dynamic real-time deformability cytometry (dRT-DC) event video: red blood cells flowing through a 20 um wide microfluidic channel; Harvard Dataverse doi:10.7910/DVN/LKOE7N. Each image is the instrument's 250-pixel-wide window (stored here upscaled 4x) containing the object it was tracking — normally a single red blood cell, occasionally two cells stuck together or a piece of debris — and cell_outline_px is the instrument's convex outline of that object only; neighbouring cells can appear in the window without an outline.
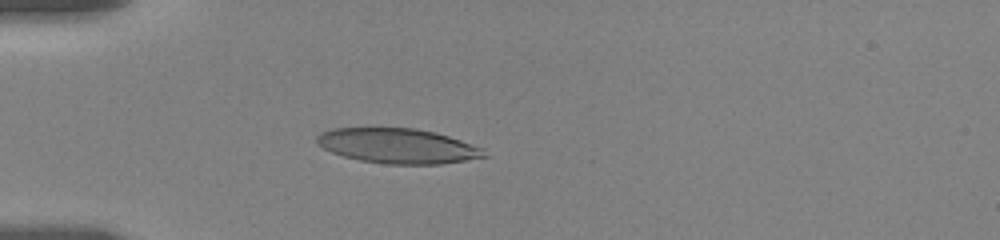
{"species": "human", "species_latin": "Homo sapiens", "temperature_condition": "room temperature", "stored_images_in_passage": 15, "camera_frame_rate_fps": 3000, "um_per_image_px": 0.085, "donor": {"sex": "female"}, "frame": {"image": 1, "passage_image": 8, "time_ms": 5.333, "image_size_px": [1000, 240], "cell_outline_px": [[488, 156], [440, 164], [388, 164], [360, 160], [344, 156], [332, 152], [316, 144], [316, 136], [320, 132], [332, 128], [416, 128], [436, 132], [484, 148]], "centroid_in_image_um": [33.8, 12.39], "position_along_channel_um": 51.2, "area_um2": 34.04}}
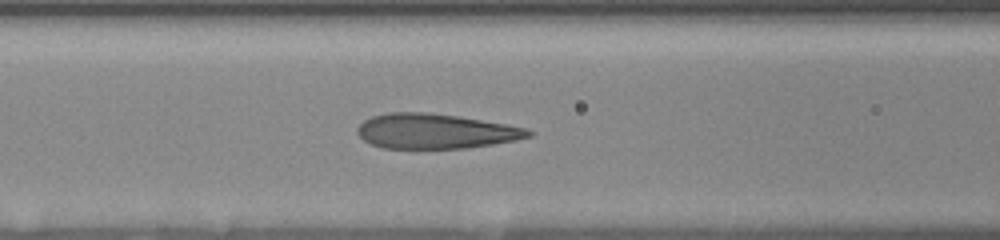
{"frame": {"image": 2, "passage_image": 12, "time_ms": 8.0, "image_size_px": [1000, 240], "cell_outline_px": [[532, 136], [516, 140], [492, 144], [464, 148], [380, 148], [364, 140], [356, 132], [356, 128], [364, 120], [372, 116], [388, 112], [428, 112], [456, 116], [504, 124], [524, 128], [532, 132]], "centroid_in_image_um": [36.95, 11.15], "position_along_channel_um": 129.7, "area_um2": 34.51}}
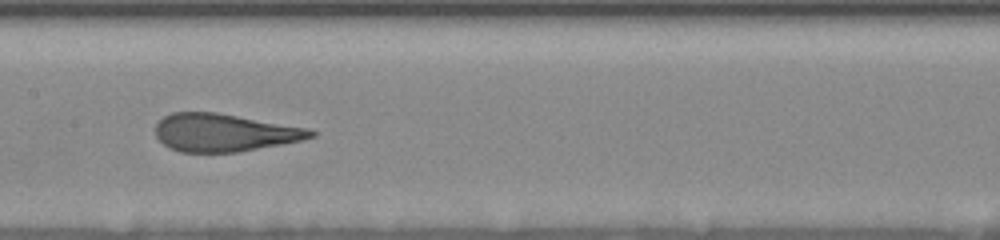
{"frame": {"image": 3, "passage_image": 14, "time_ms": 9.667, "image_size_px": [1000, 240], "cell_outline_px": [[316, 136], [304, 140], [240, 152], [180, 152], [168, 148], [156, 136], [156, 124], [164, 116], [172, 112], [216, 112], [308, 128], [316, 132]], "centroid_in_image_um": [19.07, 11.28], "position_along_channel_um": 188.3, "area_um2": 34.28}}